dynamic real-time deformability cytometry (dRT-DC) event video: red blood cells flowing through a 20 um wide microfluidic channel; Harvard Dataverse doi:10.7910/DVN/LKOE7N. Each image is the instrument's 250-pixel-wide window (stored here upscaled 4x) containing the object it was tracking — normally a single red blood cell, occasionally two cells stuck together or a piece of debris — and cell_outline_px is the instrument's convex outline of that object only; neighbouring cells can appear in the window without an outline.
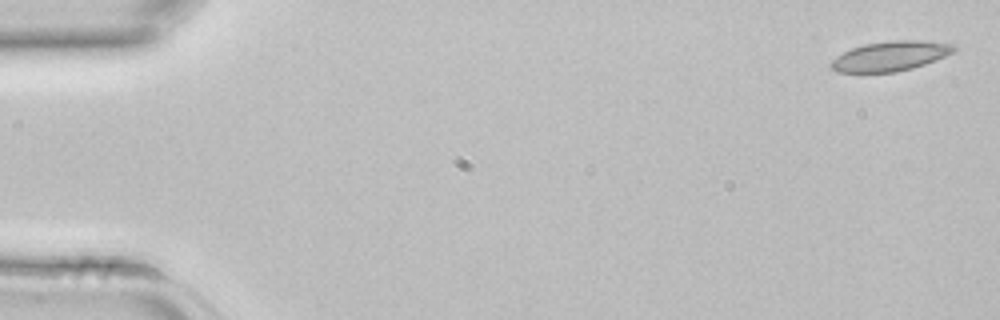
{"species": "common noctule bat (a hibernating species)", "species_latin": "Nyctalus noctula", "temperature_condition": "room temperature", "stored_images_in_passage": 3, "camera_frame_rate_fps": 3000, "um_per_image_px": 0.085, "animal": {"sex": "female", "body_mass_g": 22.7, "forearm_length_mm": 54.2}, "frame": {"image": 1, "passage_image": 1, "time_ms": 0.0, "image_size_px": [1000, 320], "cell_outline_px": [[960, 48], [944, 56], [924, 64], [912, 68], [896, 72], [836, 72], [828, 64], [836, 56], [852, 48], [864, 44], [892, 40], [924, 40], [956, 44]], "centroid_in_image_um": [75.7, 4.75], "position_along_channel_um": 9.3, "area_um2": 21.39}}
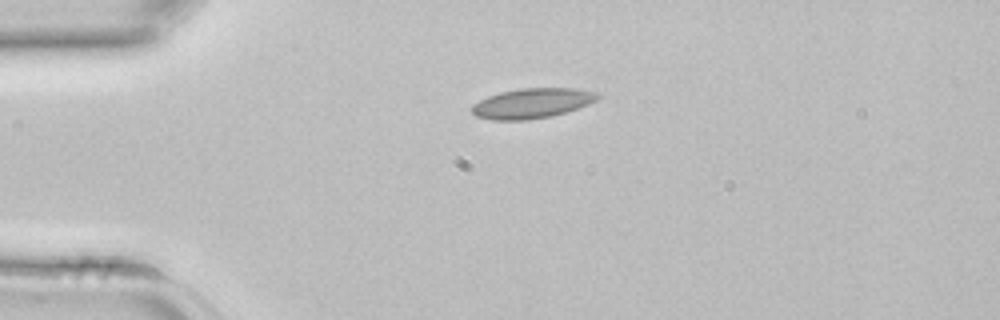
{"frame": {"image": 2, "passage_image": 3, "time_ms": 0.667, "image_size_px": [1000, 320], "cell_outline_px": [[600, 96], [596, 100], [588, 104], [552, 116], [528, 120], [492, 120], [476, 116], [472, 112], [472, 104], [488, 96], [500, 92], [520, 88], [572, 88], [596, 92]], "centroid_in_image_um": [45.19, 8.78], "position_along_channel_um": 39.8, "area_um2": 21.85}}